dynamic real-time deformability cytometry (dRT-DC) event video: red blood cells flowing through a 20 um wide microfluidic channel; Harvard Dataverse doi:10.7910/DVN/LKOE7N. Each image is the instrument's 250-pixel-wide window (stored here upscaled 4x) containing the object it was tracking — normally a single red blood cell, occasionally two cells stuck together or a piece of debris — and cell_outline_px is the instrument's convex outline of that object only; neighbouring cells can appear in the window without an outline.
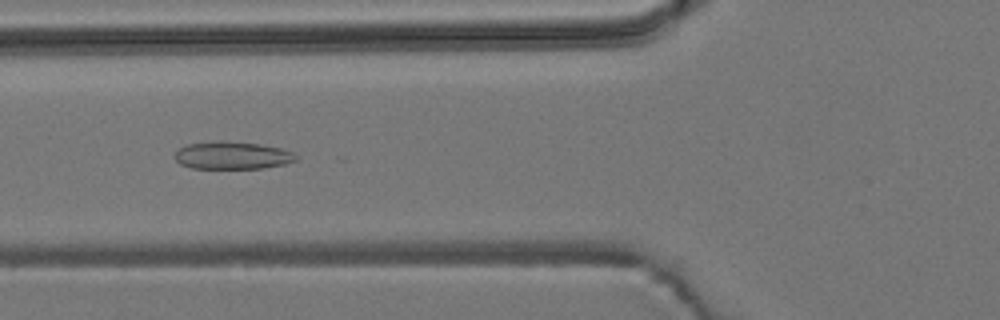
{"species": "common noctule bat (a hibernating species)", "species_latin": "Nyctalus noctula", "temperature_condition": "room temperature", "stored_images_in_passage": 52, "camera_frame_rate_fps": 3000, "um_per_image_px": 0.085, "animal": {"sex": "male", "body_mass_g": 19.2, "forearm_length_mm": 51.8}, "frame": {"image": 1, "passage_image": 19, "time_ms": 6.0, "image_size_px": [1000, 320], "cell_outline_px": [[296, 160], [284, 164], [264, 168], [192, 168], [180, 164], [172, 156], [180, 148], [188, 144], [216, 140], [220, 140], [260, 144], [280, 148], [292, 152], [296, 156]], "centroid_in_image_um": [19.7, 13.2], "position_along_channel_um": 106.1, "area_um2": 19.48}}
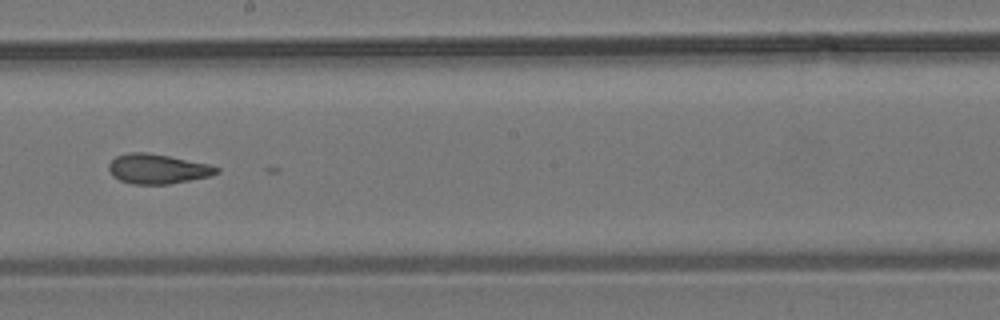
{"frame": {"image": 2, "passage_image": 29, "time_ms": 9.333, "image_size_px": [1000, 320], "cell_outline_px": [[220, 172], [212, 176], [168, 184], [132, 184], [120, 180], [112, 176], [108, 168], [108, 164], [116, 156], [128, 152], [148, 152], [208, 164], [220, 168]], "centroid_in_image_um": [13.39, 14.35], "position_along_channel_um": 234.8, "area_um2": 18.73}}
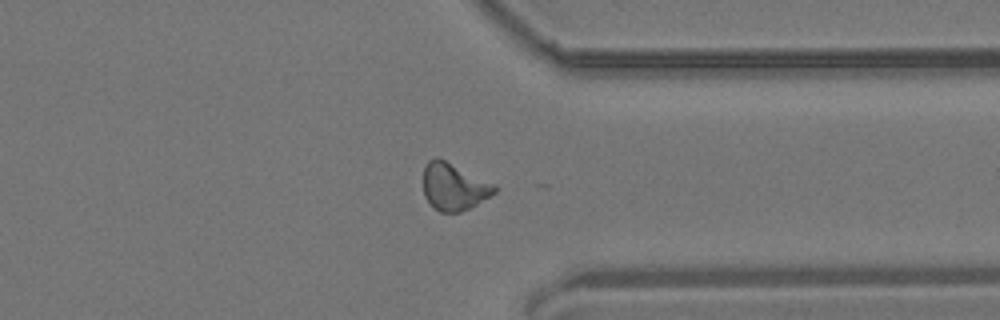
{"frame": {"image": 3, "passage_image": 40, "time_ms": 13.0, "image_size_px": [1000, 320], "cell_outline_px": [[496, 192], [476, 204], [460, 212], [440, 212], [424, 196], [424, 164], [428, 160], [436, 156], [496, 184]], "centroid_in_image_um": [38.57, 15.84], "position_along_channel_um": 372.8, "area_um2": 19.36}}